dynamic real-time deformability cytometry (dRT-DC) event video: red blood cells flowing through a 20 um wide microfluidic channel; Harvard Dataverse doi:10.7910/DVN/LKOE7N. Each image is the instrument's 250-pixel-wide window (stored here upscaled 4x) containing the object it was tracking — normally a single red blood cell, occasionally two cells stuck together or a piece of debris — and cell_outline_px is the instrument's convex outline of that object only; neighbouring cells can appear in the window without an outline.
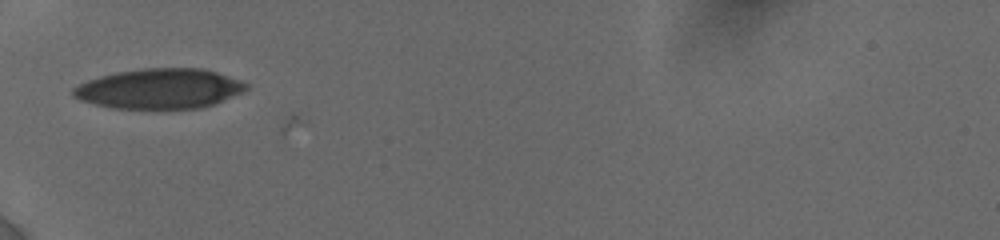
{"species": "human", "species_latin": "Homo sapiens", "temperature_condition": "cold", "stored_images_in_passage": 5, "camera_frame_rate_fps": 3000, "um_per_image_px": 0.085, "donor": {"sex": "female"}, "frame": {"image": 1, "passage_image": 2, "time_ms": 0.667, "image_size_px": [1000, 240], "cell_outline_px": [[248, 88], [232, 96], [212, 104], [200, 108], [160, 112], [112, 108], [80, 100], [72, 96], [72, 88], [88, 80], [100, 76], [116, 72], [140, 68], [204, 68], [240, 80], [248, 84]], "centroid_in_image_um": [13.52, 7.58], "position_along_channel_um": 71.5, "area_um2": 41.33}}
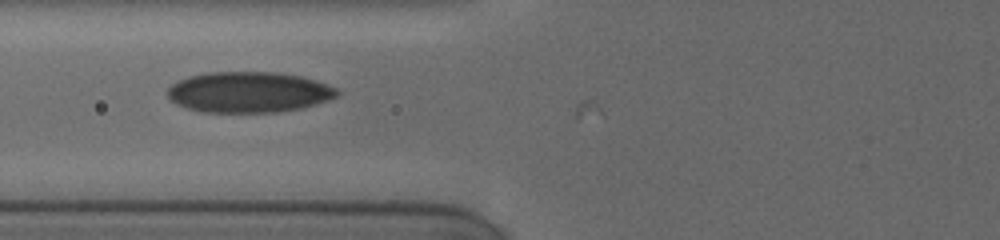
{"frame": {"image": 2, "passage_image": 3, "time_ms": 1.667, "image_size_px": [1000, 240], "cell_outline_px": [[340, 92], [336, 96], [328, 100], [300, 108], [276, 112], [200, 112], [176, 104], [168, 96], [168, 88], [172, 84], [188, 76], [208, 72], [276, 72], [300, 76], [316, 80], [328, 84], [336, 88]], "centroid_in_image_um": [21.14, 7.83], "position_along_channel_um": 104.7, "area_um2": 40.17}}
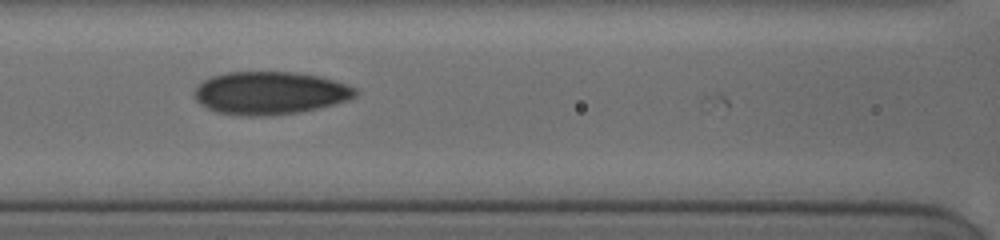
{"frame": {"image": 3, "passage_image": 4, "time_ms": 2.667, "image_size_px": [1000, 240], "cell_outline_px": [[360, 92], [356, 96], [348, 100], [316, 108], [296, 112], [252, 116], [248, 116], [216, 112], [200, 104], [192, 96], [192, 92], [204, 80], [212, 76], [224, 72], [296, 72], [320, 76], [348, 84], [356, 88]], "centroid_in_image_um": [22.94, 7.88], "position_along_channel_um": 143.7, "area_um2": 40.11}}